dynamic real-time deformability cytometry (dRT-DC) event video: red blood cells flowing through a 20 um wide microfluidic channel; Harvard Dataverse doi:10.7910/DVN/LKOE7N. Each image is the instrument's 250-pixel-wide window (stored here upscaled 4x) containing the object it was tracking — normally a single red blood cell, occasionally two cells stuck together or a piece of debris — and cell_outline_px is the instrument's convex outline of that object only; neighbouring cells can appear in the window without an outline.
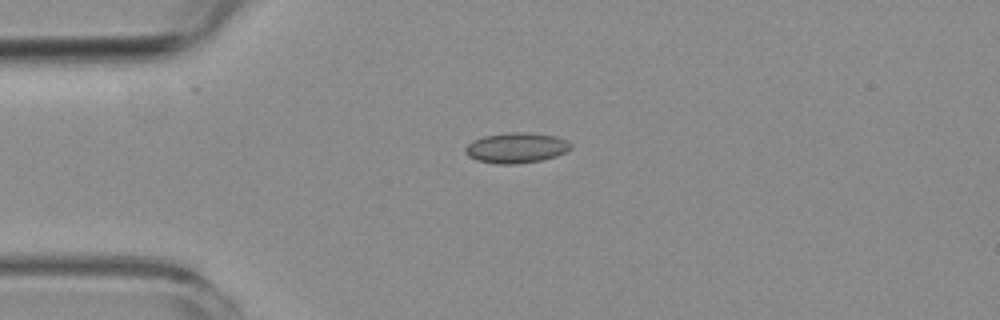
{"species": "common noctule bat (a hibernating species)", "species_latin": "Nyctalus noctula", "temperature_condition": "room temperature", "stored_images_in_passage": 6, "camera_frame_rate_fps": 3000, "um_per_image_px": 0.085, "animal": {"sex": "female", "body_mass_g": 19.3, "forearm_length_mm": 54.1}, "frame": {"image": 1, "passage_image": 4, "time_ms": 3.333, "image_size_px": [1000, 320], "cell_outline_px": [[572, 148], [556, 156], [540, 160], [516, 164], [496, 164], [476, 160], [468, 156], [464, 152], [464, 148], [472, 140], [484, 136], [508, 132], [528, 132], [556, 136], [568, 140], [572, 144]], "centroid_in_image_um": [43.87, 12.56], "position_along_channel_um": 41.1, "area_um2": 18.84}}
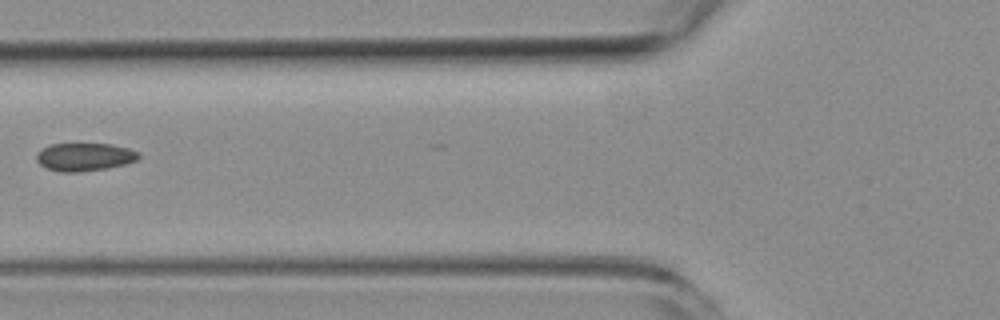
{"frame": {"image": 2, "passage_image": 6, "time_ms": 6.0, "image_size_px": [1000, 320], "cell_outline_px": [[140, 156], [136, 160], [124, 164], [108, 168], [80, 172], [60, 172], [48, 168], [40, 164], [36, 160], [36, 152], [52, 144], [112, 144], [128, 148], [140, 152]], "centroid_in_image_um": [7.19, 13.34], "position_along_channel_um": 118.6, "area_um2": 16.65}}